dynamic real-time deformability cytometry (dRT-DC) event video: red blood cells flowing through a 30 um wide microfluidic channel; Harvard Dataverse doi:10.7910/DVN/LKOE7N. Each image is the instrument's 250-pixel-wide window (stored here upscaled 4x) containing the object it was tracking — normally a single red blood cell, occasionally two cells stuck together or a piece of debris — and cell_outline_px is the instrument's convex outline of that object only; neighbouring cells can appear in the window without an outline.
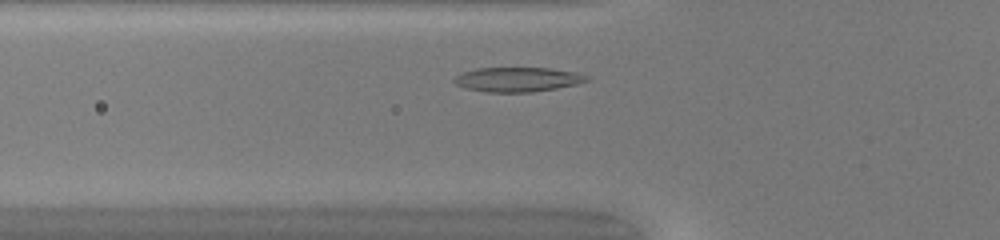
{"species": "common noctule bat (a hibernating species)", "species_latin": "Nyctalus noctula", "temperature_condition": "warm", "stored_images_in_passage": 30, "camera_frame_rate_fps": 3000, "um_per_image_px": 0.085, "animal": {"sex": "female", "body_mass_g": 20.0, "forearm_length_mm": 54.0}, "frame": {"image": 1, "passage_image": 5, "time_ms": 1.333, "image_size_px": [1000, 240], "cell_outline_px": [[592, 80], [576, 84], [556, 88], [532, 92], [488, 92], [464, 88], [456, 84], [452, 80], [456, 76], [464, 72], [476, 68], [548, 68], [576, 72], [588, 76]], "centroid_in_image_um": [44.01, 6.75], "position_along_channel_um": 81.8, "area_um2": 18.9}}
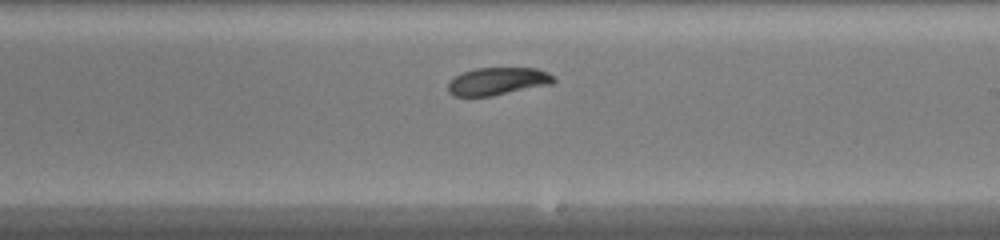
{"frame": {"image": 2, "passage_image": 17, "time_ms": 5.333, "image_size_px": [1000, 240], "cell_outline_px": [[556, 80], [552, 84], [492, 96], [452, 96], [448, 92], [448, 80], [464, 72], [476, 68], [536, 68], [548, 72]], "centroid_in_image_um": [42.29, 6.91], "position_along_channel_um": 246.7, "area_um2": 17.05}}
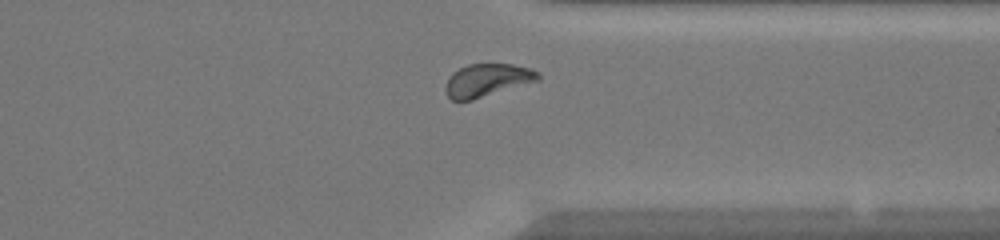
{"frame": {"image": 3, "passage_image": 26, "time_ms": 8.333, "image_size_px": [1000, 240], "cell_outline_px": [[540, 80], [472, 100], [452, 100], [444, 92], [444, 88], [448, 76], [452, 72], [468, 64], [512, 64], [532, 68], [540, 72]], "centroid_in_image_um": [41.41, 6.81], "position_along_channel_um": 370.0, "area_um2": 17.92}, "authors_computed_cell_mechanics": {"area_um2": 17.6579, "velocity_mm_per_s": 4.1283, "shape_relaxation_time_tau1_ms": 2.8713, "shape_relaxation_time_tau2_ms": 4.0338, "deformation_change_tau1": 0.1123, "deformation_change_tau2": 0.0638}}